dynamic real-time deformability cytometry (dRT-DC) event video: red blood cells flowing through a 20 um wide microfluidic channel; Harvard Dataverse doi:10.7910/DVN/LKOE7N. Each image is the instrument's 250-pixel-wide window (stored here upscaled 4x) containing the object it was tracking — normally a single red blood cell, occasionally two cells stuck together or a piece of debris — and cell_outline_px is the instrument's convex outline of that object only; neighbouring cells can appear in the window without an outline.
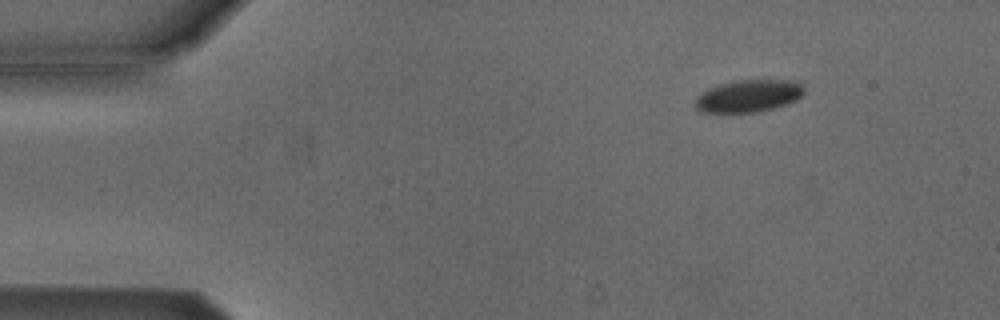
{"species": "Egyptian fruit bat (a non-hibernating species)", "species_latin": "Rousettus aegyptiacus", "temperature_condition": "cold", "stored_images_in_passage": 48, "camera_frame_rate_fps": 3000, "um_per_image_px": 0.085, "animal": {"sex": "male"}, "frame": {"image": 1, "passage_image": 1, "time_ms": 0.0, "image_size_px": [1000, 320], "cell_outline_px": [[804, 92], [796, 100], [772, 108], [756, 112], [700, 112], [696, 108], [696, 96], [700, 92], [708, 88], [732, 80], [800, 80], [804, 88]], "centroid_in_image_um": [63.62, 8.13], "position_along_channel_um": 21.4, "area_um2": 20.58}}
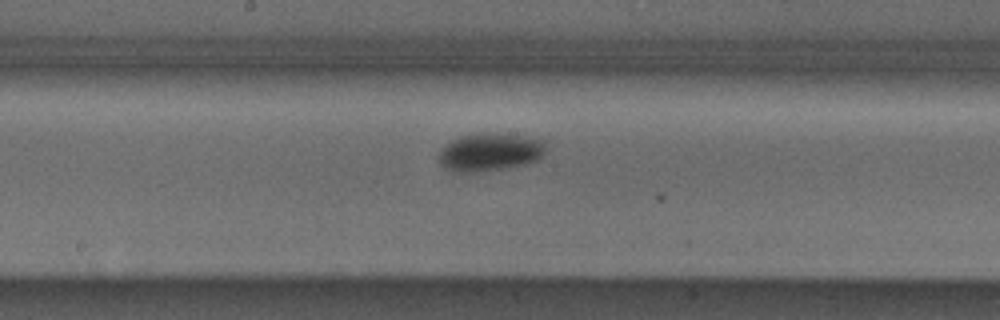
{"frame": {"image": 2, "passage_image": 22, "time_ms": 7.0, "image_size_px": [1000, 320], "cell_outline_px": [[544, 152], [540, 160], [528, 164], [508, 168], [476, 172], [456, 172], [444, 168], [440, 164], [436, 156], [440, 148], [444, 144], [460, 136], [472, 132], [488, 132], [520, 136], [544, 140]], "centroid_in_image_um": [41.58, 12.93], "position_along_channel_um": 206.6, "area_um2": 24.28}}
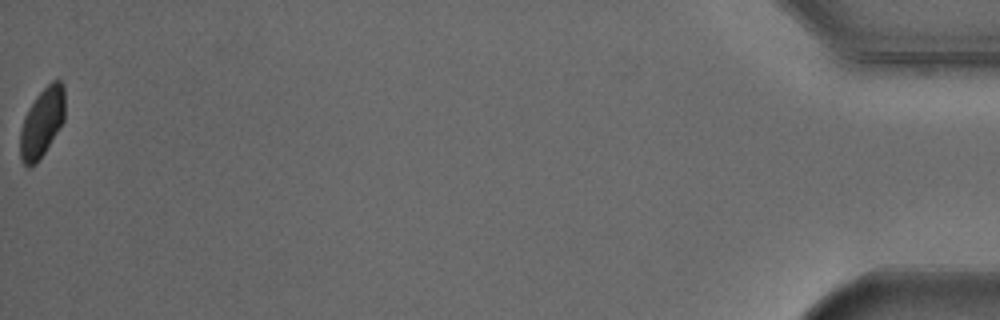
{"frame": {"image": 3, "passage_image": 48, "time_ms": 15.667, "image_size_px": [1000, 320], "cell_outline_px": [[64, 120], [44, 152], [36, 164], [28, 168], [24, 168], [20, 160], [20, 128], [24, 116], [28, 108], [36, 96], [52, 80], [60, 80], [64, 84]], "centroid_in_image_um": [3.54, 10.44], "position_along_channel_um": 431.7, "area_um2": 18.15}}